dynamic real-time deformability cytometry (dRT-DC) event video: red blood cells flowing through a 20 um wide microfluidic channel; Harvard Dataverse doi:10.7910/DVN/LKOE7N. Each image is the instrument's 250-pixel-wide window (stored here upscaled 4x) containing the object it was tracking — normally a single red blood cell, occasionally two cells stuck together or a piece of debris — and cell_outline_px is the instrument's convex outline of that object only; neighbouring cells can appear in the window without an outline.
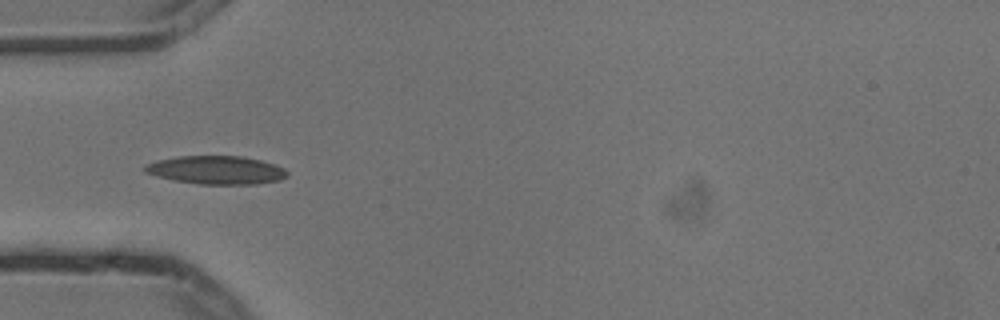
{"species": "common noctule bat (a hibernating species)", "species_latin": "Nyctalus noctula", "temperature_condition": "cold", "stored_images_in_passage": 6, "camera_frame_rate_fps": 3000, "um_per_image_px": 0.085, "animal": {"sex": "male", "body_mass_g": 13.3}, "frame": {"image": 1, "passage_image": 4, "time_ms": 1.0, "image_size_px": [1000, 320], "cell_outline_px": [[288, 176], [280, 180], [256, 184], [200, 184], [172, 180], [156, 176], [144, 172], [144, 164], [156, 160], [180, 156], [240, 156], [260, 160], [284, 168], [288, 172]], "centroid_in_image_um": [18.35, 14.45], "position_along_channel_um": 66.6, "area_um2": 23.52}}
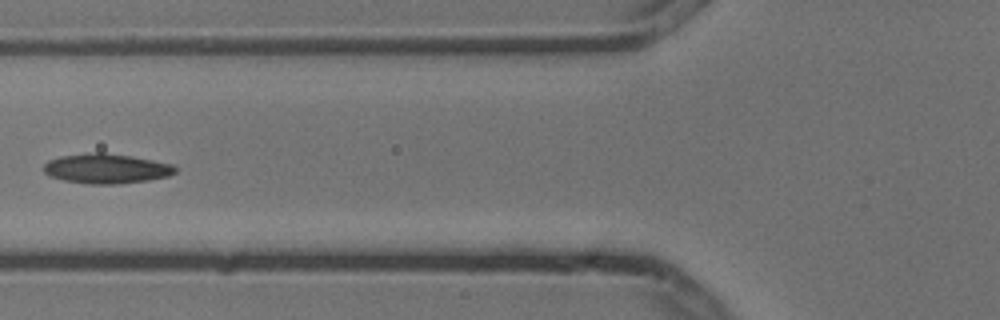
{"frame": {"image": 2, "passage_image": 5, "time_ms": 1.333, "image_size_px": [1000, 320], "cell_outline_px": [[176, 172], [168, 176], [148, 180], [120, 184], [88, 184], [64, 180], [48, 176], [44, 172], [44, 164], [48, 160], [60, 156], [96, 152], [104, 152], [152, 160], [172, 164], [176, 168]], "centroid_in_image_um": [9.01, 14.34], "position_along_channel_um": 116.8, "area_um2": 22.77}}
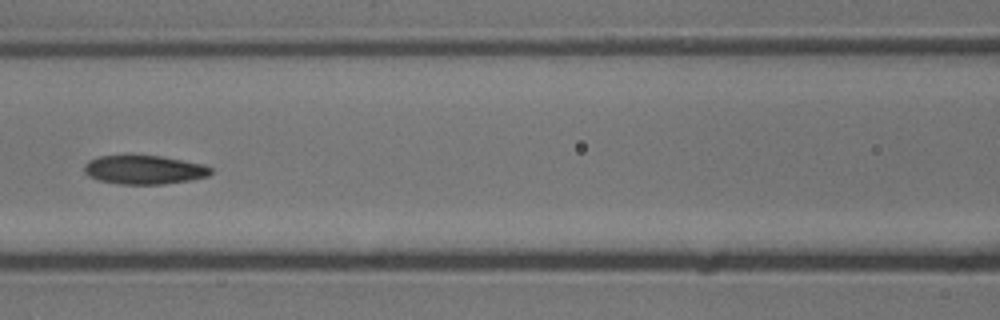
{"frame": {"image": 3, "passage_image": 6, "time_ms": 1.667, "image_size_px": [1000, 320], "cell_outline_px": [[212, 172], [208, 176], [192, 180], [164, 184], [120, 184], [100, 180], [88, 176], [84, 172], [84, 164], [88, 160], [100, 156], [160, 156], [204, 164], [212, 168]], "centroid_in_image_um": [12.27, 14.44], "position_along_channel_um": 154.3, "area_um2": 21.21}}